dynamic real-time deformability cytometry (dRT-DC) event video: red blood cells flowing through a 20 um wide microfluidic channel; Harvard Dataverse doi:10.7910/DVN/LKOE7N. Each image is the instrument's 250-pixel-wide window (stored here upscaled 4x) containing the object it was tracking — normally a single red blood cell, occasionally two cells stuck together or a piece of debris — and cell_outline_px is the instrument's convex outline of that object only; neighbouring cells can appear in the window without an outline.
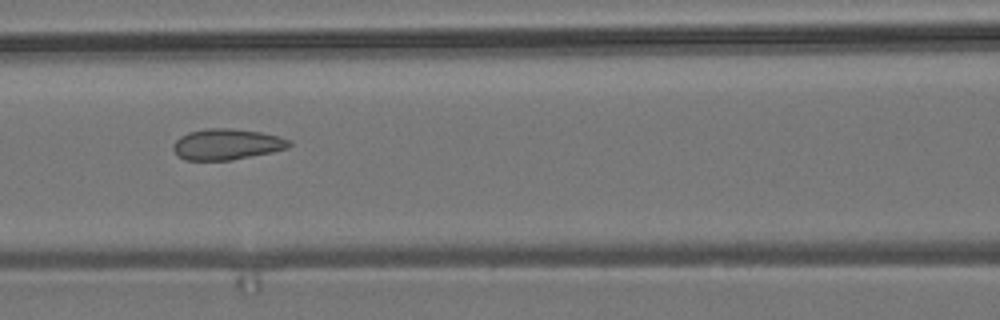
{"species": "common noctule bat (a hibernating species)", "species_latin": "Nyctalus noctula", "temperature_condition": "room temperature", "stored_images_in_passage": 9, "camera_frame_rate_fps": 3000, "um_per_image_px": 0.085, "animal": {"sex": "male", "body_mass_g": 19.2, "forearm_length_mm": 51.8}, "frame": {"image": 1, "passage_image": 7, "time_ms": 6.667, "image_size_px": [1000, 320], "cell_outline_px": [[292, 144], [288, 148], [272, 152], [232, 160], [184, 160], [172, 148], [172, 144], [180, 136], [188, 132], [204, 128], [232, 128], [260, 132], [292, 140]], "centroid_in_image_um": [19.27, 12.26], "position_along_channel_um": 147.3, "area_um2": 20.98}}
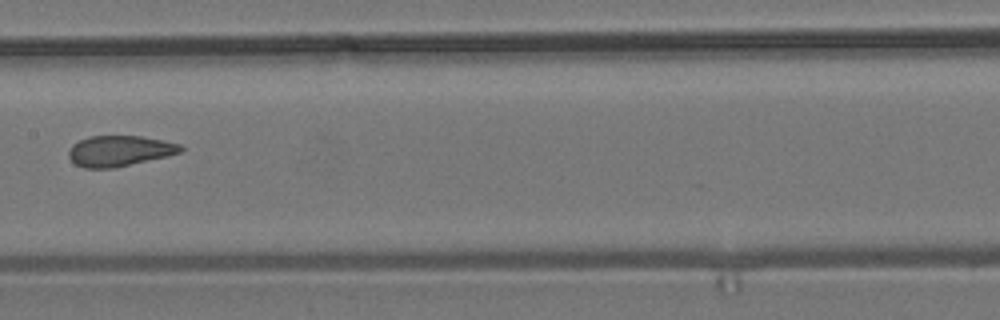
{"frame": {"image": 2, "passage_image": 8, "time_ms": 8.0, "image_size_px": [1000, 320], "cell_outline_px": [[184, 148], [180, 152], [168, 156], [116, 168], [84, 168], [76, 164], [68, 156], [68, 152], [72, 144], [88, 136], [140, 136], [180, 144]], "centroid_in_image_um": [10.14, 12.83], "position_along_channel_um": 197.3, "area_um2": 20.0}}
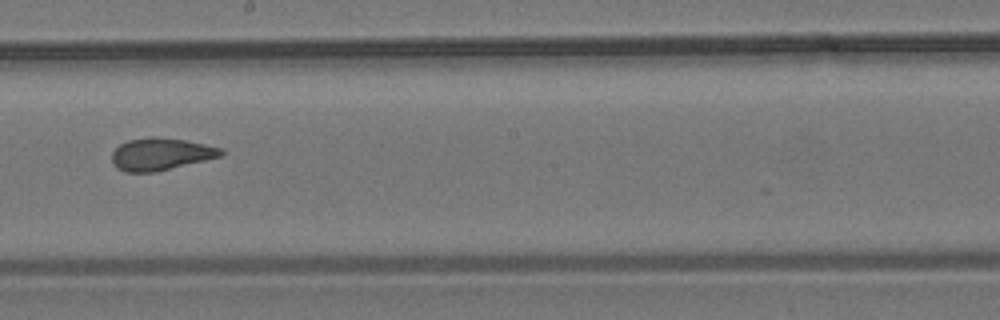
{"frame": {"image": 3, "passage_image": 9, "time_ms": 9.0, "image_size_px": [1000, 320], "cell_outline_px": [[224, 152], [220, 156], [156, 172], [124, 172], [116, 168], [112, 164], [112, 152], [120, 144], [128, 140], [148, 136], [156, 136], [184, 140], [224, 148]], "centroid_in_image_um": [13.62, 13.09], "position_along_channel_um": 234.6, "area_um2": 20.58}}